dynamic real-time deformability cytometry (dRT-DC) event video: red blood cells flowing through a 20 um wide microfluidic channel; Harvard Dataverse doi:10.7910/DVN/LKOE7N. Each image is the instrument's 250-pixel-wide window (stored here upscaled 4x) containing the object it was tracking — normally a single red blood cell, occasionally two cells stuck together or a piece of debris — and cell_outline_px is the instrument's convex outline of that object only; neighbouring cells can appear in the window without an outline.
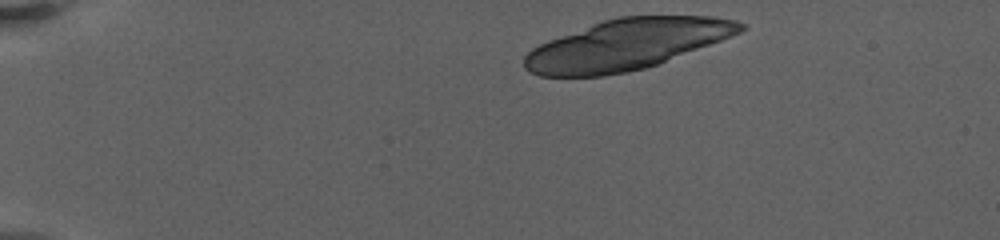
{"species": "human", "species_latin": "Homo sapiens", "temperature_condition": "warm", "stored_images_in_passage": 30, "camera_frame_rate_fps": 3000, "um_per_image_px": 0.085, "donor": {"sex": "female"}, "frame": {"image": 1, "passage_image": 1, "time_ms": 0.0, "image_size_px": [1000, 240], "cell_outline_px": [[748, 28], [740, 32], [720, 40], [656, 64], [644, 68], [628, 72], [604, 76], [540, 76], [524, 68], [524, 56], [532, 48], [548, 40], [604, 20], [620, 16], [716, 16], [736, 20], [748, 24]], "centroid_in_image_um": [53.27, 3.78], "position_along_channel_um": 31.7, "area_um2": 63.18}}
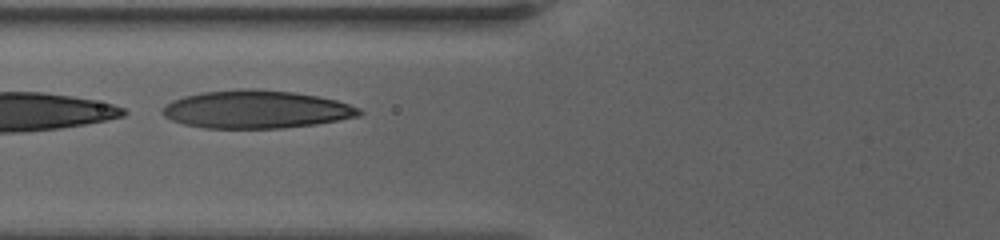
{"frame": {"image": 2, "passage_image": 12, "time_ms": 5.333, "image_size_px": [1000, 240], "cell_outline_px": [[364, 112], [356, 116], [316, 124], [280, 128], [204, 128], [184, 124], [172, 120], [164, 116], [160, 112], [172, 100], [184, 96], [200, 92], [240, 88], [256, 88], [296, 92], [320, 96], [336, 100], [360, 108]], "centroid_in_image_um": [21.76, 9.28], "position_along_channel_um": 104.0, "area_um2": 43.64}, "authors_computed_cell_mechanics": {"area_um2": 41.3559, "velocity_mm_per_s": 3.1536, "shape_relaxation_time_tau1_ms": 1.211, "shape_relaxation_time_tau2_ms": 1.5428, "deformation_change_tau1": 0.2633, "deformation_change_tau2": 0.0944}}